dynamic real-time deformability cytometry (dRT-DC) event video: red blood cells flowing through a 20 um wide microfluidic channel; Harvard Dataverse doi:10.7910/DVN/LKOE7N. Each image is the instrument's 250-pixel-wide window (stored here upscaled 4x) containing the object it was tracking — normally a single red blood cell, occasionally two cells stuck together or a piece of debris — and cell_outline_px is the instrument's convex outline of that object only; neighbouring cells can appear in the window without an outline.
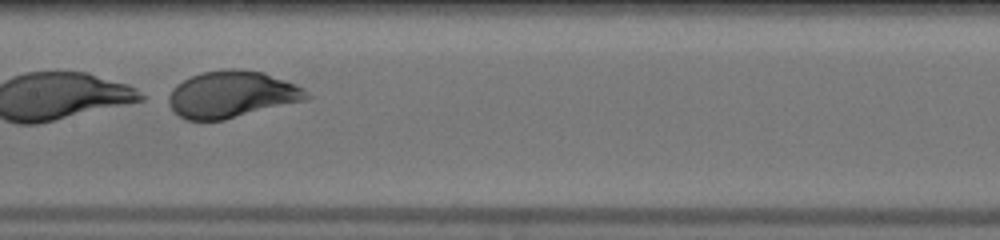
{"species": "human", "species_latin": "Homo sapiens", "temperature_condition": "warm", "stored_images_in_passage": 14, "camera_frame_rate_fps": 3000, "um_per_image_px": 0.085, "donor": {"sex": "male"}, "frame": {"image": 1, "passage_image": 12, "time_ms": 3.667, "image_size_px": [1000, 240], "cell_outline_px": [[312, 96], [304, 100], [224, 120], [188, 120], [180, 116], [168, 104], [164, 96], [176, 84], [200, 72], [228, 68], [236, 68], [264, 72], [304, 88]], "centroid_in_image_um": [19.65, 8.01], "position_along_channel_um": 187.8, "area_um2": 37.69}}